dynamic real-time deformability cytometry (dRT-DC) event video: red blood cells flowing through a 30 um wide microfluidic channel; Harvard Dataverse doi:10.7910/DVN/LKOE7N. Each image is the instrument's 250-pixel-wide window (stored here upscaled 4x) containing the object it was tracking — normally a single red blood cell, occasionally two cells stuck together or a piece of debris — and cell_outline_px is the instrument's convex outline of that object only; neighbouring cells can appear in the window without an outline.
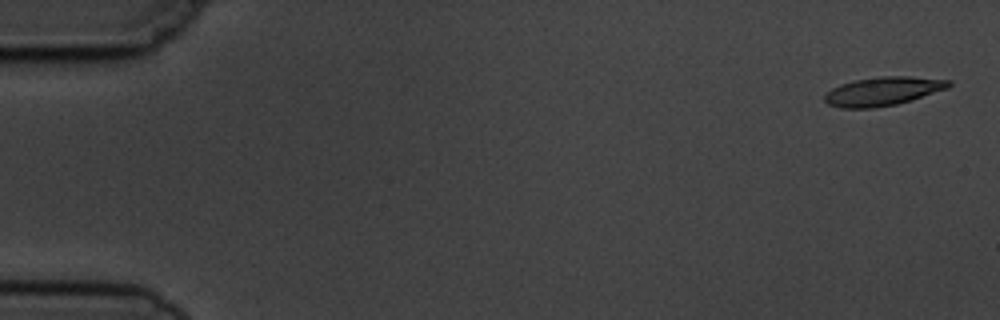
{"species": "common noctule bat (a hibernating species)", "species_latin": "Nyctalus noctula", "temperature_condition": "cold", "stored_images_in_passage": 5, "camera_frame_rate_fps": 3000, "um_per_image_px": 0.085, "animal": {"sex": "male", "body_mass_g": 19.5, "forearm_length_mm": 54.6}, "frame": {"image": 1, "passage_image": 1, "time_ms": 0.0, "image_size_px": [1000, 320], "cell_outline_px": [[952, 84], [948, 88], [912, 100], [896, 104], [872, 108], [840, 108], [828, 104], [824, 100], [824, 96], [832, 88], [840, 84], [856, 80], [876, 76], [912, 76], [952, 80]], "centroid_in_image_um": [75.07, 7.75], "position_along_channel_um": 9.9, "area_um2": 20.87}}
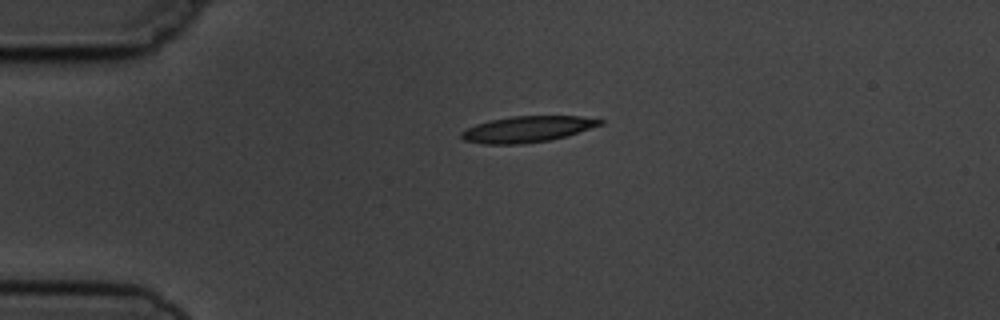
{"frame": {"image": 2, "passage_image": 4, "time_ms": 3.667, "image_size_px": [1000, 320], "cell_outline_px": [[604, 124], [568, 136], [548, 140], [524, 144], [484, 144], [464, 140], [460, 136], [460, 132], [476, 124], [488, 120], [512, 116], [580, 116], [604, 120]], "centroid_in_image_um": [44.84, 10.98], "position_along_channel_um": 40.2, "area_um2": 21.21}}